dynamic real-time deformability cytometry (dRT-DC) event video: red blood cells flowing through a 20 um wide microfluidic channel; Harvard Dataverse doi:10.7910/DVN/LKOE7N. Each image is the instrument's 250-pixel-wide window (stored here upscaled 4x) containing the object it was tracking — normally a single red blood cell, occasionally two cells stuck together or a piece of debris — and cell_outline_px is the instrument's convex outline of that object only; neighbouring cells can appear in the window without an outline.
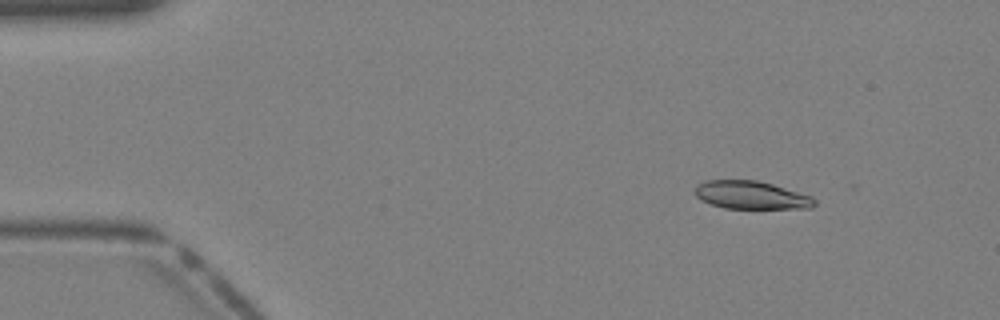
{"species": "Egyptian fruit bat (a non-hibernating species)", "species_latin": "Rousettus aegyptiacus", "temperature_condition": "warm", "stored_images_in_passage": 37, "camera_frame_rate_fps": 3000, "um_per_image_px": 0.085, "animal": {"sex": "female"}, "frame": {"image": 1, "passage_image": 2, "time_ms": 0.333, "image_size_px": [1000, 320], "cell_outline_px": [[816, 204], [812, 208], [724, 208], [700, 200], [692, 192], [696, 184], [704, 180], [756, 180], [772, 184], [812, 196], [816, 200]], "centroid_in_image_um": [63.8, 16.57], "position_along_channel_um": 21.2, "area_um2": 19.65}}
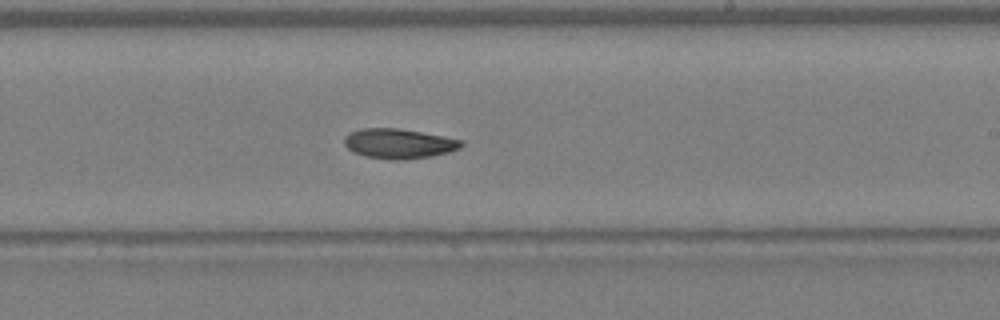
{"frame": {"image": 2, "passage_image": 21, "time_ms": 6.667, "image_size_px": [1000, 320], "cell_outline_px": [[464, 144], [460, 148], [448, 152], [432, 156], [400, 160], [388, 160], [364, 156], [352, 152], [344, 144], [344, 136], [348, 132], [364, 128], [400, 128], [444, 136], [464, 140]], "centroid_in_image_um": [33.89, 12.2], "position_along_channel_um": 255.1, "area_um2": 20.63}}
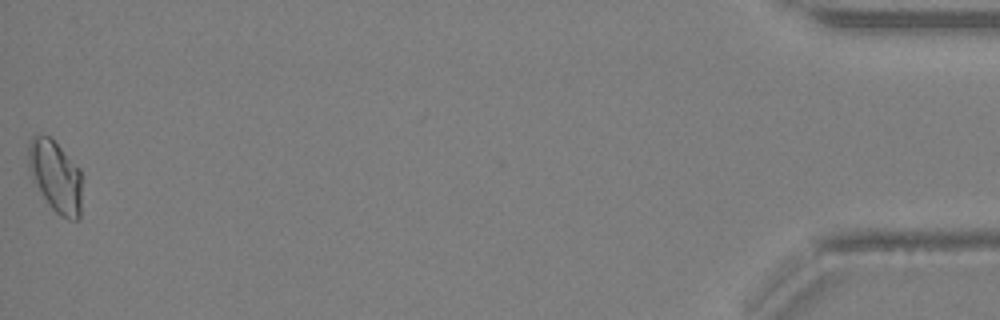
{"frame": {"image": 3, "passage_image": 37, "time_ms": 12.0, "image_size_px": [1000, 320], "cell_outline_px": [[80, 220], [68, 220], [60, 216], [52, 208], [32, 180], [28, 172], [28, 140], [32, 136], [48, 136], [80, 168]], "centroid_in_image_um": [4.69, 15.0], "position_along_channel_um": 430.5, "area_um2": 22.2}}